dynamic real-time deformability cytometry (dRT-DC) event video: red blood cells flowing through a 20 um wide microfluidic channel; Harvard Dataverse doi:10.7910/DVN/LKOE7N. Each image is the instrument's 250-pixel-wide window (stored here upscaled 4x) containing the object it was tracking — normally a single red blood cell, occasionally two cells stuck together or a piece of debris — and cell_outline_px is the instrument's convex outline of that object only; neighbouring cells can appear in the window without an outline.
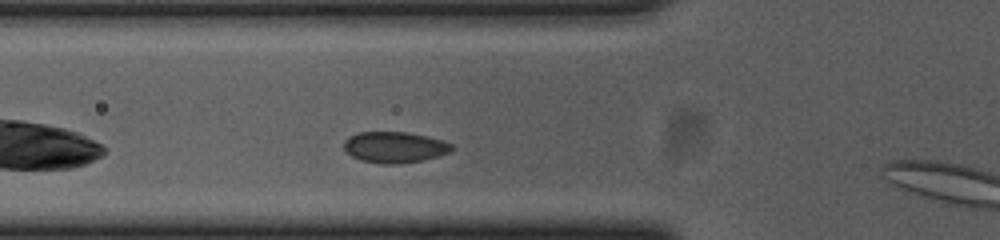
{"species": "common noctule bat (a hibernating species)", "species_latin": "Nyctalus noctula", "temperature_condition": "cold", "stored_images_in_passage": 7, "camera_frame_rate_fps": 3000, "um_per_image_px": 0.085, "animal": {"sex": "female", "body_mass_g": 23.0, "forearm_length_mm": 53.4}, "frame": {"image": 1, "passage_image": 6, "time_ms": 1.667, "image_size_px": [1000, 240], "cell_outline_px": [[452, 152], [440, 156], [424, 160], [400, 164], [380, 164], [360, 160], [352, 156], [344, 148], [344, 140], [348, 136], [356, 132], [408, 132], [428, 136], [444, 140], [452, 144]], "centroid_in_image_um": [33.57, 12.51], "position_along_channel_um": 92.2, "area_um2": 19.88}}